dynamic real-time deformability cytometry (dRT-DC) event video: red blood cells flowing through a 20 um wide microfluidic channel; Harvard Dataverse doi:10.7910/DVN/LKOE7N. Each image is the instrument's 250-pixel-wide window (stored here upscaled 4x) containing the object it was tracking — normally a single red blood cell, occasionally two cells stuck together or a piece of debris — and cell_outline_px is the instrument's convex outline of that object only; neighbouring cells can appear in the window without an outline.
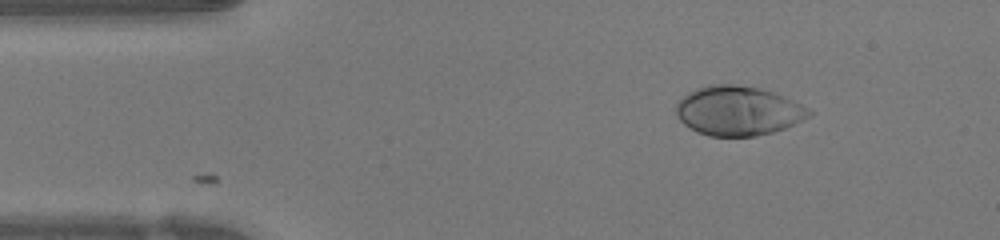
{"species": "human", "species_latin": "Homo sapiens", "temperature_condition": "warm", "stored_images_in_passage": 42, "camera_frame_rate_fps": 3000, "um_per_image_px": 0.085, "donor": {"sex": "female"}, "frame": {"image": 1, "passage_image": 1, "time_ms": 0.0, "image_size_px": [1000, 240], "cell_outline_px": [[812, 112], [808, 116], [784, 128], [772, 132], [756, 136], [708, 136], [696, 132], [684, 124], [676, 116], [676, 104], [688, 92], [696, 88], [708, 84], [736, 84], [760, 88], [784, 96], [800, 104]], "centroid_in_image_um": [62.68, 9.41], "position_along_channel_um": 22.3, "area_um2": 38.09}}
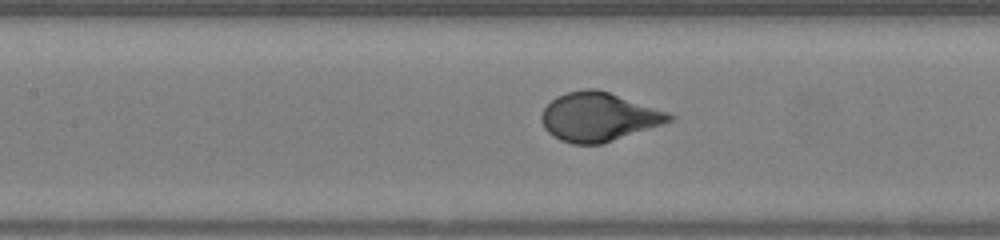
{"frame": {"image": 2, "passage_image": 15, "time_ms": 4.667, "image_size_px": [1000, 240], "cell_outline_px": [[676, 120], [600, 144], [572, 144], [560, 140], [552, 136], [544, 128], [540, 120], [540, 116], [544, 108], [556, 96], [568, 92], [584, 88], [596, 88], [668, 112], [676, 116]], "centroid_in_image_um": [50.87, 9.94], "position_along_channel_um": 156.5, "area_um2": 36.24}}
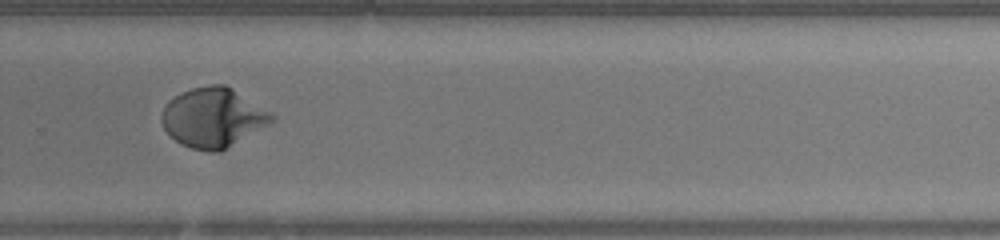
{"frame": {"image": 3, "passage_image": 26, "time_ms": 8.333, "image_size_px": [1000, 240], "cell_outline_px": [[276, 120], [220, 152], [208, 152], [192, 148], [180, 144], [164, 128], [160, 120], [160, 116], [168, 100], [180, 92], [192, 88], [208, 84], [224, 84], [272, 112], [276, 116]], "centroid_in_image_um": [18.11, 9.99], "position_along_channel_um": 311.7, "area_um2": 38.21}, "authors_computed_cell_mechanics": {"area_um2": 37.1365, "velocity_mm_per_s": 4.2482, "shape_relaxation_time_tau1_ms": 2.8046, "shape_relaxation_time_tau2_ms": null, "deformation_change_tau1": 0.2184, "deformation_change_tau2": null}}